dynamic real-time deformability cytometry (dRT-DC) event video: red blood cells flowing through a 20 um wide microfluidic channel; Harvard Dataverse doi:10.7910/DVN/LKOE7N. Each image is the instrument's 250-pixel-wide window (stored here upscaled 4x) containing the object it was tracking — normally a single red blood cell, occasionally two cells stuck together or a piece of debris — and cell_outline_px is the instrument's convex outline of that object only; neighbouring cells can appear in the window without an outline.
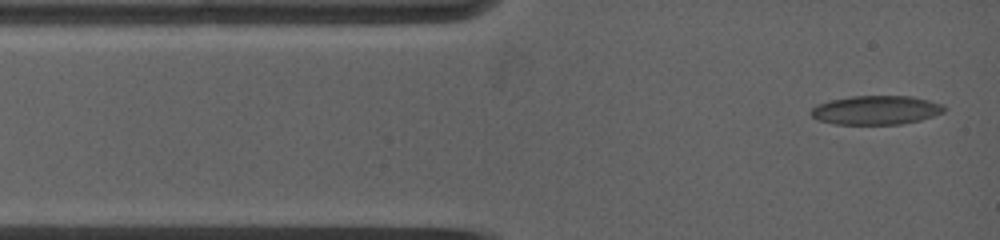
{"species": "common noctule bat (a hibernating species)", "species_latin": "Nyctalus noctula", "temperature_condition": "warm", "stored_images_in_passage": 8, "camera_frame_rate_fps": 5000, "um_per_image_px": 0.085, "animal": {"sex": "female", "body_mass_g": 19.0, "forearm_length_mm": 53.3}, "frame": {"image": 1, "passage_image": 1, "time_ms": 0.0, "image_size_px": [1000, 240], "cell_outline_px": [[948, 108], [944, 112], [920, 120], [900, 124], [836, 124], [816, 120], [808, 112], [816, 104], [828, 100], [852, 96], [912, 96], [944, 104]], "centroid_in_image_um": [74.45, 9.35], "position_along_channel_um": 10.6, "area_um2": 22.72}}
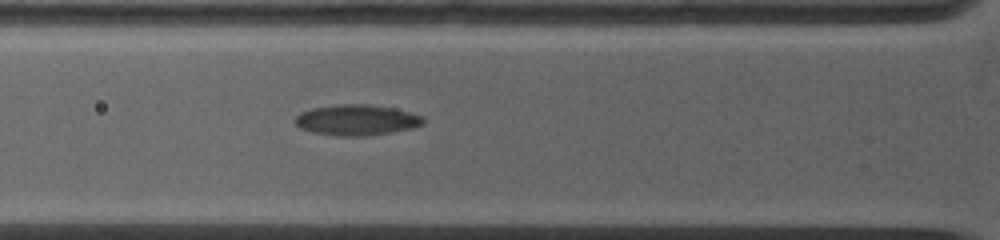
{"frame": {"image": 2, "passage_image": 6, "time_ms": 3.4, "image_size_px": [1000, 240], "cell_outline_px": [[424, 124], [412, 128], [364, 136], [340, 136], [312, 132], [300, 128], [296, 124], [296, 116], [300, 112], [312, 108], [336, 104], [368, 104], [392, 108], [408, 112], [420, 116], [424, 120]], "centroid_in_image_um": [30.27, 10.19], "position_along_channel_um": 95.5, "area_um2": 22.66}}
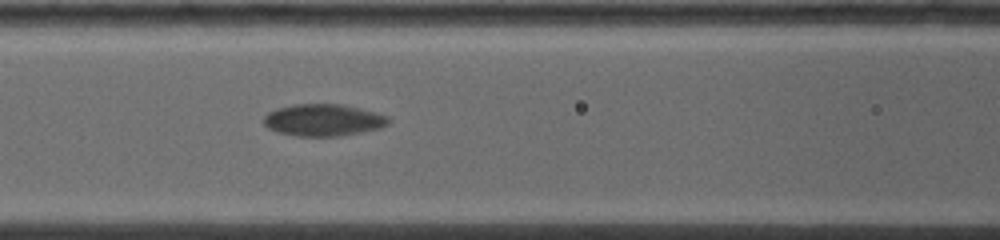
{"frame": {"image": 3, "passage_image": 8, "time_ms": 4.6, "image_size_px": [1000, 240], "cell_outline_px": [[388, 124], [380, 128], [340, 136], [296, 136], [276, 132], [268, 128], [264, 124], [264, 116], [268, 112], [276, 108], [292, 104], [340, 104], [360, 108], [376, 112], [388, 116]], "centroid_in_image_um": [27.45, 10.2], "position_along_channel_um": 139.2, "area_um2": 23.29}}